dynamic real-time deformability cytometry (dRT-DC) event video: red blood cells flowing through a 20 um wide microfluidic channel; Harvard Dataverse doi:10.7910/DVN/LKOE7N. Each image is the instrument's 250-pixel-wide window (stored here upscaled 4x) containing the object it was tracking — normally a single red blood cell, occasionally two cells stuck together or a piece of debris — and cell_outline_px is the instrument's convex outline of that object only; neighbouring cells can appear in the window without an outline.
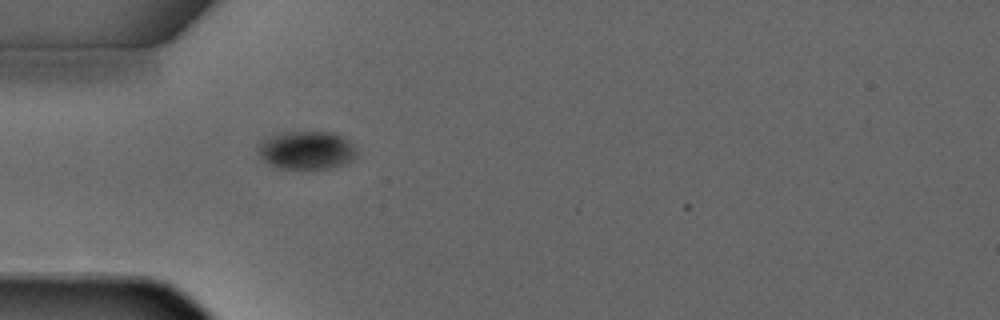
{"species": "common noctule bat (a hibernating species)", "species_latin": "Nyctalus noctula", "temperature_condition": "warm", "stored_images_in_passage": 2, "camera_frame_rate_fps": 3000, "um_per_image_px": 0.085, "animal": {"sex": "male", "forearm_length_mm": 52.5}, "frame": {"image": 1, "passage_image": 2, "time_ms": 1.0, "image_size_px": [1000, 320], "cell_outline_px": [[356, 156], [340, 164], [328, 168], [280, 168], [268, 164], [260, 156], [256, 148], [256, 144], [260, 140], [268, 136], [284, 132], [336, 132], [344, 136], [356, 148]], "centroid_in_image_um": [25.99, 12.74], "position_along_channel_um": 59.0, "area_um2": 21.96}}